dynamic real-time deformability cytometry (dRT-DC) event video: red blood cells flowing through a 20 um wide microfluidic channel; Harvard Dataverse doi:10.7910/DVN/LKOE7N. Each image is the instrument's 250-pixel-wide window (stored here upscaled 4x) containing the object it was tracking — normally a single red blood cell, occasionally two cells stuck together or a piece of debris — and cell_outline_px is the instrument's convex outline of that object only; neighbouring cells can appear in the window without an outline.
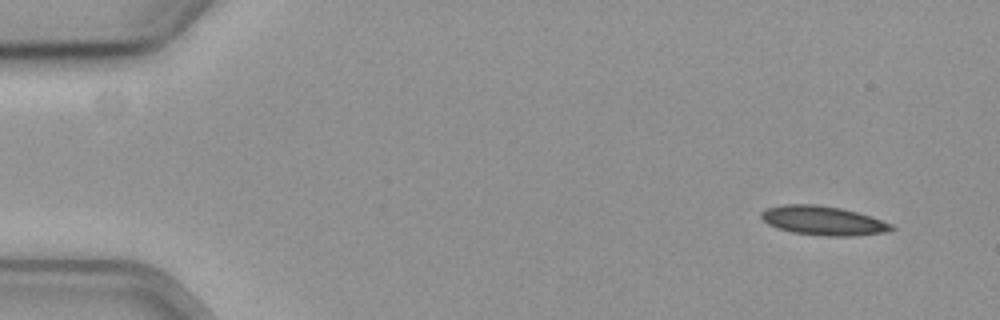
{"species": "common noctule bat (a hibernating species)", "species_latin": "Nyctalus noctula", "temperature_condition": "cold", "stored_images_in_passage": 4, "camera_frame_rate_fps": 3000, "um_per_image_px": 0.085, "animal": {"sex": "female", "body_mass_g": 19.3, "forearm_length_mm": 54.1}, "frame": {"image": 1, "passage_image": 1, "time_ms": 0.0, "image_size_px": [1000, 320], "cell_outline_px": [[896, 228], [884, 232], [856, 236], [828, 236], [792, 232], [776, 228], [768, 224], [760, 216], [760, 212], [768, 208], [784, 204], [816, 204], [840, 208], [856, 212], [892, 224]], "centroid_in_image_um": [69.93, 18.75], "position_along_channel_um": 15.1, "area_um2": 21.91}}